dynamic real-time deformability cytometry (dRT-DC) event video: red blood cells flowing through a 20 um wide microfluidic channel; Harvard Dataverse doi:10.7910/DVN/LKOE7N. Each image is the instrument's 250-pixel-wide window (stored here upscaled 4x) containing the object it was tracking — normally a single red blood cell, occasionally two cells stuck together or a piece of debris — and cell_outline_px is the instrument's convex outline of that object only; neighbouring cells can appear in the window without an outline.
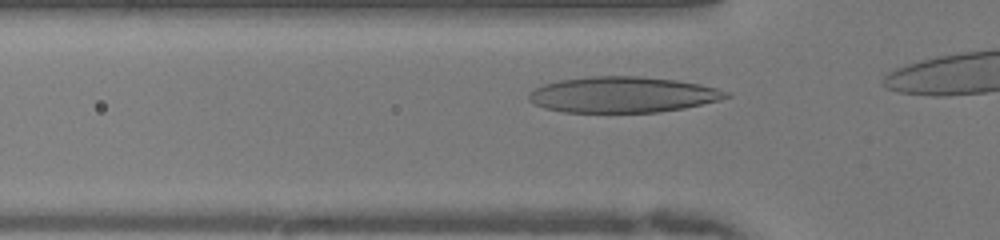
{"species": "human", "species_latin": "Homo sapiens", "temperature_condition": "warm", "stored_images_in_passage": 7, "camera_frame_rate_fps": 3000, "um_per_image_px": 0.085, "donor": {"sex": "female"}, "frame": {"image": 1, "passage_image": 2, "time_ms": 0.333, "image_size_px": [1000, 240], "cell_outline_px": [[732, 96], [720, 100], [684, 108], [656, 112], [560, 112], [544, 108], [528, 100], [528, 96], [536, 88], [544, 84], [556, 80], [588, 76], [640, 76], [676, 80], [700, 84], [732, 92]], "centroid_in_image_um": [52.95, 8.04], "position_along_channel_um": 72.9, "area_um2": 41.38}}
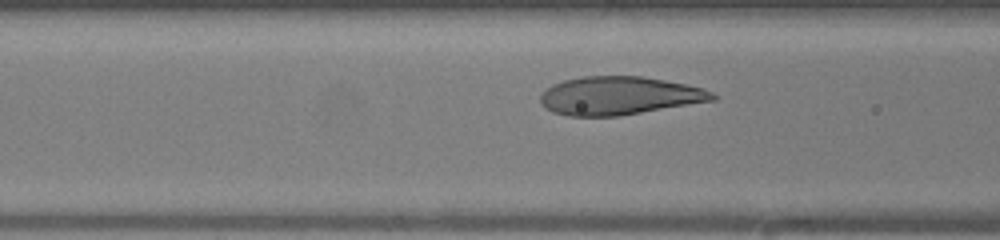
{"frame": {"image": 2, "passage_image": 5, "time_ms": 1.333, "image_size_px": [1000, 240], "cell_outline_px": [[716, 100], [620, 116], [568, 116], [552, 112], [544, 108], [540, 104], [540, 96], [552, 84], [564, 80], [584, 76], [644, 76], [704, 88], [712, 92], [716, 96]], "centroid_in_image_um": [52.62, 8.14], "position_along_channel_um": 114.0, "area_um2": 38.49}}